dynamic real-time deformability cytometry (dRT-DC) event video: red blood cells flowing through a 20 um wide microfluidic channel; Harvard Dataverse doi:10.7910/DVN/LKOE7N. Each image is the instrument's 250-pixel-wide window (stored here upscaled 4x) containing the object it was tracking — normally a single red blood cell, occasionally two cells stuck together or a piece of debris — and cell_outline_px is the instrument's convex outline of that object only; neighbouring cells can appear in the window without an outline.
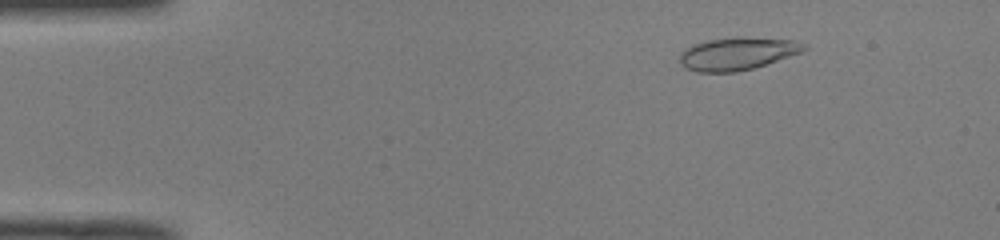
{"species": "common noctule bat (a hibernating species)", "species_latin": "Nyctalus noctula", "temperature_condition": "room temperature", "stored_images_in_passage": 46, "camera_frame_rate_fps": 3000, "um_per_image_px": 0.085, "animal": {"sex": "male", "body_mass_g": 19.0, "forearm_length_mm": 50.8}, "frame": {"image": 1, "passage_image": 2, "time_ms": 0.333, "image_size_px": [1000, 240], "cell_outline_px": [[808, 48], [800, 52], [752, 68], [736, 72], [696, 72], [684, 68], [680, 64], [680, 52], [684, 48], [692, 44], [708, 40], [792, 40], [808, 44]], "centroid_in_image_um": [62.57, 4.62], "position_along_channel_um": 22.4, "area_um2": 22.48}}
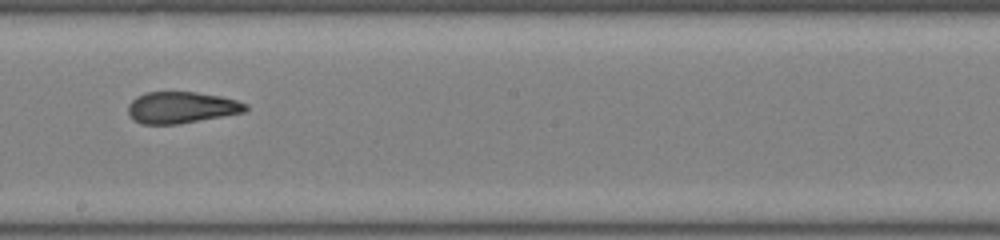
{"frame": {"image": 2, "passage_image": 24, "time_ms": 7.667, "image_size_px": [1000, 240], "cell_outline_px": [[248, 108], [244, 112], [176, 124], [140, 124], [132, 120], [128, 116], [128, 104], [136, 96], [144, 92], [196, 92], [220, 96], [236, 100], [248, 104]], "centroid_in_image_um": [15.36, 9.13], "position_along_channel_um": 232.8, "area_um2": 21.62}}
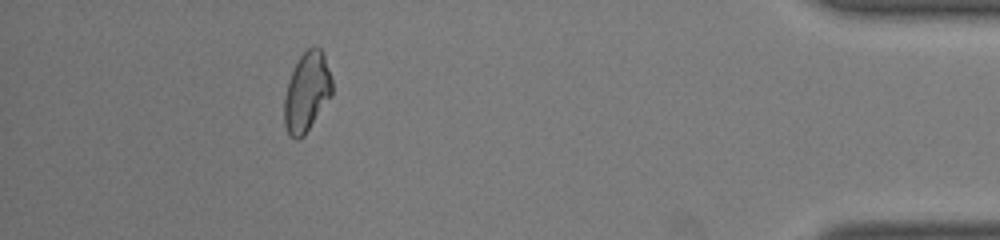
{"frame": {"image": 3, "passage_image": 41, "time_ms": 13.333, "image_size_px": [1000, 240], "cell_outline_px": [[332, 96], [304, 136], [296, 140], [288, 132], [284, 124], [284, 96], [292, 72], [300, 56], [312, 44], [320, 48], [324, 56], [332, 80]], "centroid_in_image_um": [26.09, 7.83], "position_along_channel_um": 409.1, "area_um2": 22.02}, "authors_computed_cell_mechanics": {"area_um2": 22.3686, "velocity_mm_per_s": 4.0258, "shape_relaxation_time_tau1_ms": null, "shape_relaxation_time_tau2_ms": 1.5244, "deformation_change_tau1": null, "deformation_change_tau2": 0.0852}}